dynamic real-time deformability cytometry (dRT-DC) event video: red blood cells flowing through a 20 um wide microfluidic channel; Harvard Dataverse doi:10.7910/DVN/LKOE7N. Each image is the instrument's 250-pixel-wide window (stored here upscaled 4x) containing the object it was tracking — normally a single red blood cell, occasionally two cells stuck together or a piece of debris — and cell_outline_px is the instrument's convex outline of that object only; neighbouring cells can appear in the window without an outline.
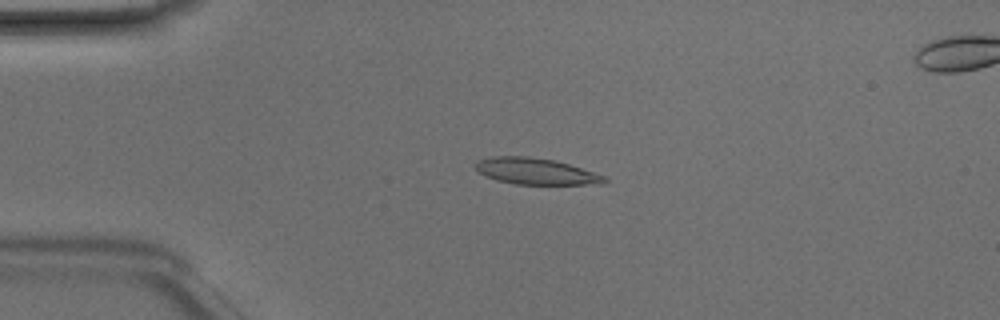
{"species": "Egyptian fruit bat (a non-hibernating species)", "species_latin": "Rousettus aegyptiacus", "temperature_condition": "room temperature", "stored_images_in_passage": 39, "segment_of_instrument_passage": [1, 2], "camera_frame_rate_fps": 3000, "um_per_image_px": 0.085, "animal": {"sex": "male"}, "frame": {"image": 1, "passage_image": 1, "time_ms": 0.0, "image_size_px": [1000, 320], "cell_outline_px": [[608, 180], [600, 184], [516, 184], [496, 180], [484, 176], [476, 172], [476, 160], [492, 156], [528, 156], [556, 160], [604, 176]], "centroid_in_image_um": [45.46, 14.55], "position_along_channel_um": 39.5, "area_um2": 19.77}}
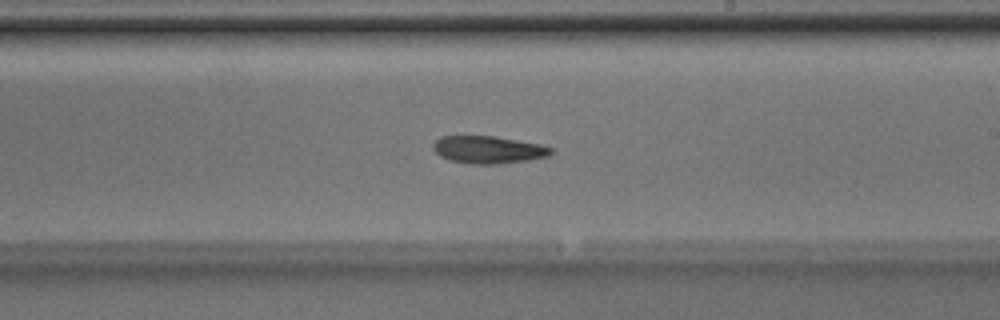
{"frame": {"image": 2, "passage_image": 18, "time_ms": 5.667, "image_size_px": [1000, 320], "cell_outline_px": [[552, 156], [528, 160], [500, 164], [472, 164], [448, 160], [440, 156], [432, 148], [432, 144], [440, 136], [496, 136], [540, 144], [552, 148]], "centroid_in_image_um": [41.51, 12.73], "position_along_channel_um": 247.5, "area_um2": 19.07}}
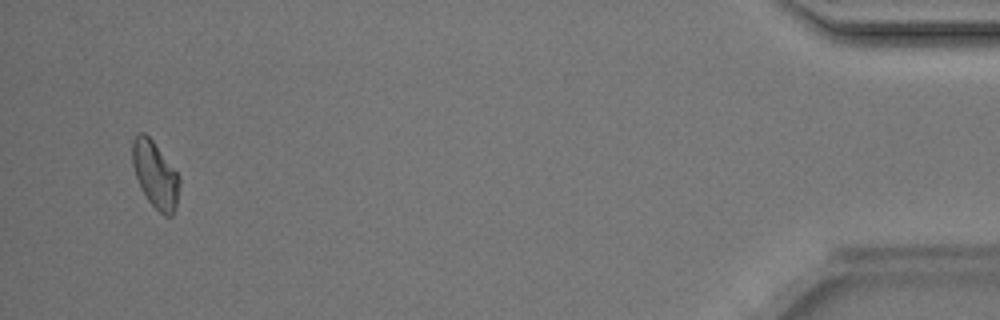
{"frame": {"image": 3, "passage_image": 36, "time_ms": 11.667, "image_size_px": [1000, 320], "cell_outline_px": [[180, 184], [176, 208], [172, 216], [164, 216], [148, 200], [140, 188], [132, 164], [132, 140], [140, 132], [144, 132], [152, 140], [180, 176]], "centroid_in_image_um": [13.2, 14.86], "position_along_channel_um": 422.0, "area_um2": 18.21}}